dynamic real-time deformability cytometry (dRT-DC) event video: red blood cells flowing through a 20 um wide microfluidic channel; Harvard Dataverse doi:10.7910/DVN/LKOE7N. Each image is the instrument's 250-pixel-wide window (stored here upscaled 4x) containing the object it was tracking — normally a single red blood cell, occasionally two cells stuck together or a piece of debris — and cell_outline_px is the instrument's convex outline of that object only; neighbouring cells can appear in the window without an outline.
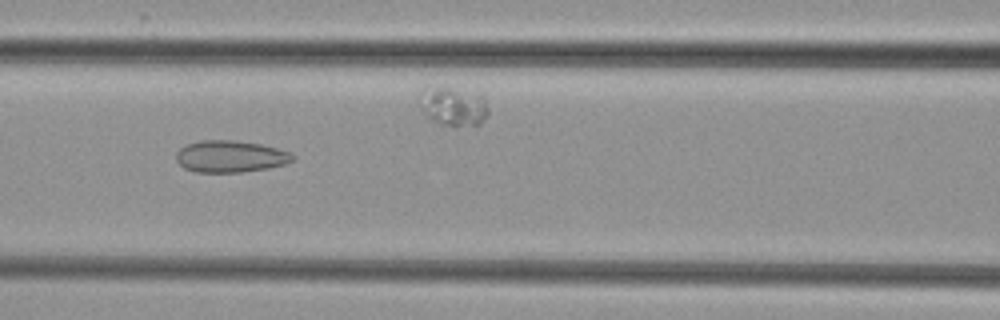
{"species": "common noctule bat (a hibernating species)", "species_latin": "Nyctalus noctula", "temperature_condition": "cold", "stored_images_in_passage": 3, "camera_frame_rate_fps": 3000, "um_per_image_px": 0.085, "animal": {"sex": "female", "body_mass_g": 29.2, "forearm_length_mm": 56.3}, "frame": {"image": 1, "passage_image": 3, "time_ms": 2.333, "image_size_px": [1000, 320], "cell_outline_px": [[296, 156], [292, 160], [284, 164], [268, 168], [240, 172], [196, 172], [184, 168], [176, 160], [176, 152], [180, 148], [188, 144], [200, 140], [236, 140], [260, 144], [276, 148], [288, 152]], "centroid_in_image_um": [19.55, 13.29], "position_along_channel_um": 147.0, "area_um2": 21.5}}